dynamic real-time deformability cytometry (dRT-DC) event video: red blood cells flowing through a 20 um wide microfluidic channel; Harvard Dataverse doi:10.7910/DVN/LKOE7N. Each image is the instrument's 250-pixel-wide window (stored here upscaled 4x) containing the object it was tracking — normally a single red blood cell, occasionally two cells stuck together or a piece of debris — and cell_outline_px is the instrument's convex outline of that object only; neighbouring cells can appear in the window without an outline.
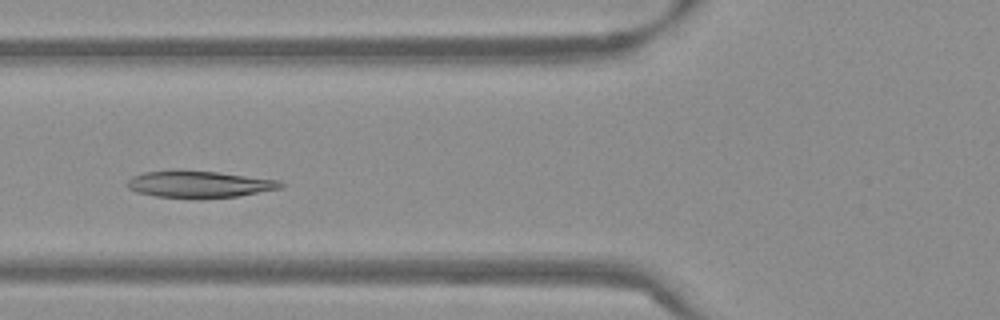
{"species": "Egyptian fruit bat (a non-hibernating species)", "species_latin": "Rousettus aegyptiacus", "temperature_condition": "warm", "stored_images_in_passage": 49, "camera_frame_rate_fps": 3000, "um_per_image_px": 0.085, "frame": {"image": 1, "passage_image": 16, "time_ms": 5.0, "image_size_px": [1000, 320], "cell_outline_px": [[284, 188], [240, 196], [200, 200], [156, 196], [136, 192], [128, 188], [128, 180], [132, 176], [144, 172], [172, 168], [176, 168], [216, 172], [280, 180], [284, 184]], "centroid_in_image_um": [16.93, 15.66], "position_along_channel_um": 108.9, "area_um2": 24.97}}
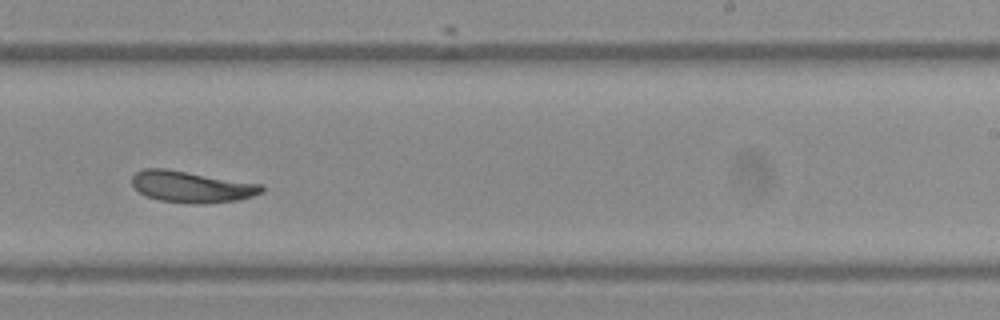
{"frame": {"image": 2, "passage_image": 29, "time_ms": 9.333, "image_size_px": [1000, 320], "cell_outline_px": [[264, 192], [252, 196], [236, 200], [204, 204], [200, 204], [160, 200], [148, 196], [140, 192], [132, 184], [132, 176], [136, 172], [144, 168], [164, 168], [264, 184]], "centroid_in_image_um": [16.32, 15.86], "position_along_channel_um": 272.7, "area_um2": 23.64}}
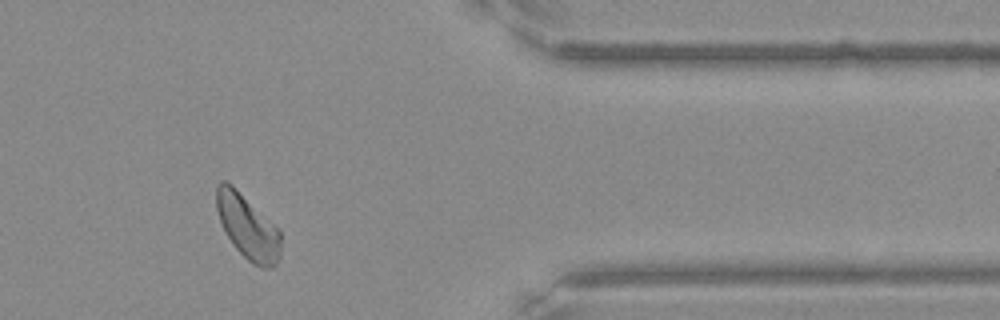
{"frame": {"image": 3, "passage_image": 40, "time_ms": 13.0, "image_size_px": [1000, 320], "cell_outline_px": [[280, 260], [272, 268], [260, 268], [252, 264], [232, 244], [220, 220], [216, 208], [216, 184], [220, 180], [228, 180], [280, 232]], "centroid_in_image_um": [21.03, 19.29], "position_along_channel_um": 390.4, "area_um2": 23.81}, "authors_computed_cell_mechanics": {"area_um2": 24.4494, "velocity_mm_per_s": 3.7782, "shape_relaxation_time_tau1_ms": 4.062, "shape_relaxation_time_tau2_ms": 2.5225, "deformation_change_tau1": 0.1264, "deformation_change_tau2": 0.0672}}